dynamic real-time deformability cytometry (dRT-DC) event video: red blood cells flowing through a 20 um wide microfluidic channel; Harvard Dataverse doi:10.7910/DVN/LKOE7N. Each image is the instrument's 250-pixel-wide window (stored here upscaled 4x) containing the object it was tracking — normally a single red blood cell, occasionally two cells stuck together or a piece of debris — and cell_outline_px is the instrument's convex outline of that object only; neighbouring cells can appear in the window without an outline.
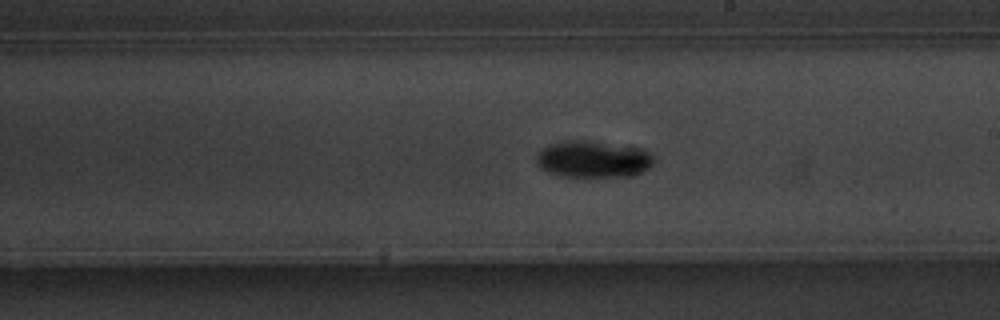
{"species": "common noctule bat (a hibernating species)", "species_latin": "Nyctalus noctula", "temperature_condition": "warm", "stored_images_in_passage": 41, "segment_of_instrument_passage": [1, 2], "camera_frame_rate_fps": 3000, "um_per_image_px": 0.085, "animal": {"sex": "male", "body_mass_g": 20.1, "forearm_length_mm": 53.5}, "frame": {"image": 1, "passage_image": 17, "time_ms": 5.333, "image_size_px": [1000, 320], "cell_outline_px": [[656, 164], [632, 176], [560, 176], [548, 172], [540, 168], [536, 164], [536, 156], [540, 148], [564, 140], [588, 140], [640, 148], [652, 152], [656, 156]], "centroid_in_image_um": [50.44, 13.52], "position_along_channel_um": 238.6, "area_um2": 25.55}}
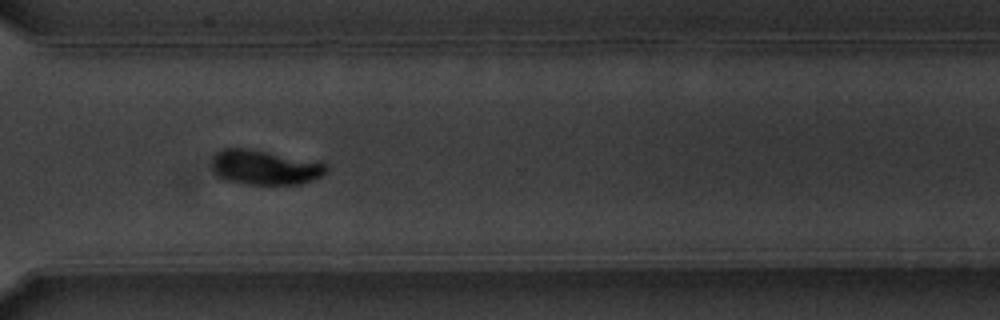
{"frame": {"image": 2, "passage_image": 26, "time_ms": 8.333, "image_size_px": [1000, 320], "cell_outline_px": [[328, 172], [312, 180], [300, 184], [244, 184], [224, 180], [216, 172], [216, 156], [224, 148], [248, 148], [320, 160], [328, 168]], "centroid_in_image_um": [22.65, 14.22], "position_along_channel_um": 347.9, "area_um2": 23.0}}
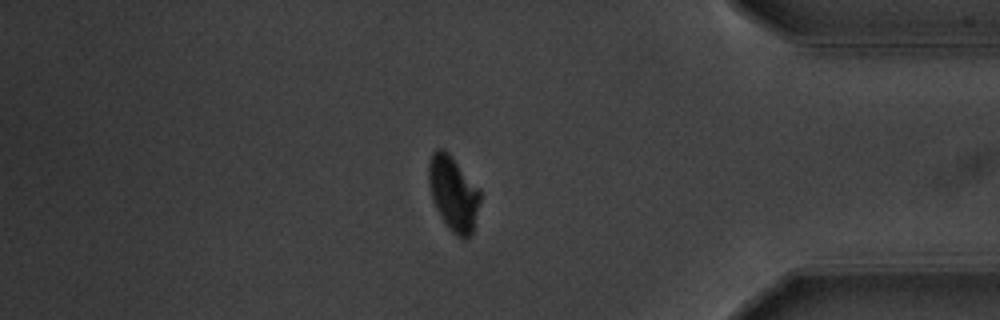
{"frame": {"image": 3, "passage_image": 32, "time_ms": 10.333, "image_size_px": [1000, 320], "cell_outline_px": [[480, 200], [472, 232], [464, 240], [456, 236], [448, 228], [440, 216], [432, 200], [428, 180], [428, 164], [432, 152], [436, 148], [444, 148], [448, 152], [480, 188]], "centroid_in_image_um": [38.52, 16.42], "position_along_channel_um": 396.7, "area_um2": 22.54}}